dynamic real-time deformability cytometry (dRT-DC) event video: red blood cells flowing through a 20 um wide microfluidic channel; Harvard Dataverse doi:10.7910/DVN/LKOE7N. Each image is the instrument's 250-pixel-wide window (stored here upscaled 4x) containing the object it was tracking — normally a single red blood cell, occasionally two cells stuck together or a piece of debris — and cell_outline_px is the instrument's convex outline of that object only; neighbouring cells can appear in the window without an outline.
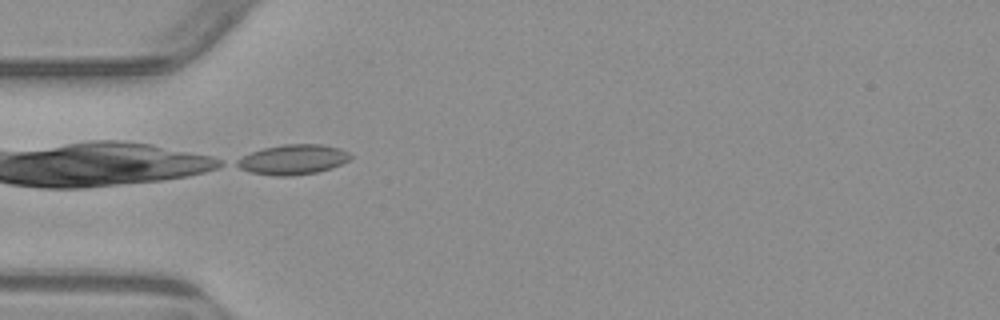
{"species": "common noctule bat (a hibernating species)", "species_latin": "Nyctalus noctula", "temperature_condition": "warm", "stored_images_in_passage": 5, "camera_frame_rate_fps": 3000, "um_per_image_px": 0.085, "animal": {"sex": "male", "body_mass_g": 23.1, "forearm_length_mm": 52.7}, "frame": {"image": 1, "passage_image": 3, "time_ms": 3.333, "image_size_px": [1000, 320], "cell_outline_px": [[352, 156], [348, 160], [332, 168], [316, 172], [292, 176], [272, 176], [248, 172], [232, 164], [236, 160], [252, 152], [264, 148], [284, 144], [324, 144], [340, 148], [348, 152]], "centroid_in_image_um": [24.87, 13.57], "position_along_channel_um": 60.1, "area_um2": 19.94}}
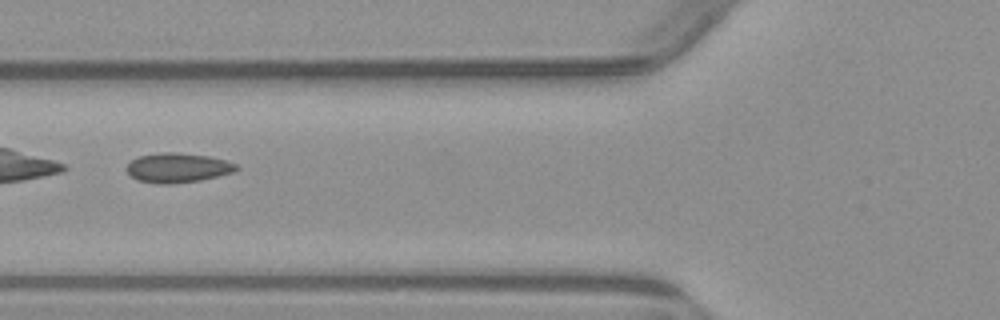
{"frame": {"image": 2, "passage_image": 4, "time_ms": 4.667, "image_size_px": [1000, 320], "cell_outline_px": [[240, 168], [236, 172], [200, 180], [172, 184], [156, 184], [136, 180], [128, 172], [128, 164], [132, 160], [140, 156], [164, 152], [172, 152], [208, 156], [224, 160], [236, 164]], "centroid_in_image_um": [15.14, 14.28], "position_along_channel_um": 110.7, "area_um2": 18.79}}
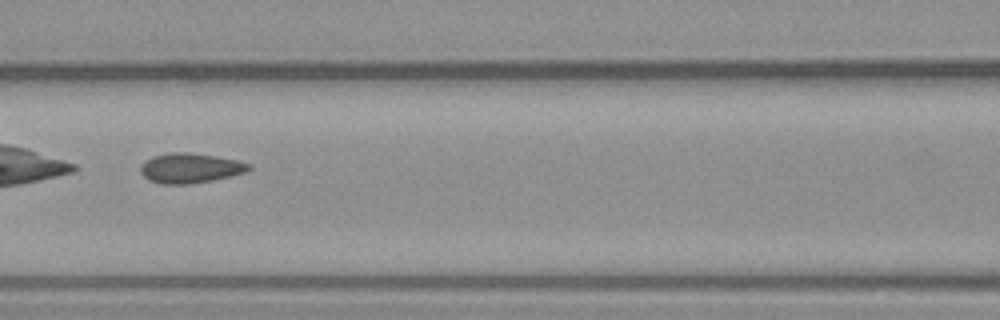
{"frame": {"image": 3, "passage_image": 5, "time_ms": 5.667, "image_size_px": [1000, 320], "cell_outline_px": [[252, 168], [244, 172], [212, 180], [188, 184], [160, 184], [148, 180], [140, 172], [140, 164], [152, 156], [172, 152], [188, 152], [216, 156], [236, 160], [252, 164]], "centroid_in_image_um": [16.13, 14.28], "position_along_channel_um": 150.5, "area_um2": 18.84}}